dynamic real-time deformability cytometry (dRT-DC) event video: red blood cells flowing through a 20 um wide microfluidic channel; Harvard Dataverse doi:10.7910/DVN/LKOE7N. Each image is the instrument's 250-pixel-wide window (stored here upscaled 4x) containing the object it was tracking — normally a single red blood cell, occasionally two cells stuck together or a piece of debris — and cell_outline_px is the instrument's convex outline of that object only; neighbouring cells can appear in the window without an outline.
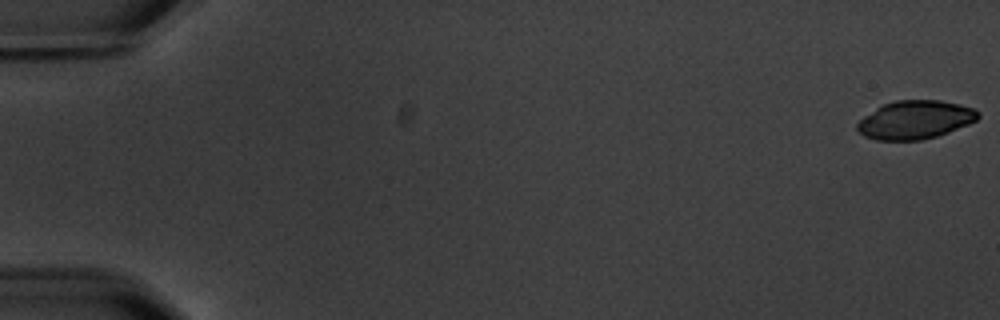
{"species": "common noctule bat (a hibernating species)", "species_latin": "Nyctalus noctula", "temperature_condition": "warm", "stored_images_in_passage": 4, "camera_frame_rate_fps": 3000, "um_per_image_px": 0.085, "animal": {"sex": "male", "body_mass_g": 20.1, "forearm_length_mm": 53.5}, "frame": {"image": 1, "passage_image": 1, "time_ms": 0.0, "image_size_px": [1000, 320], "cell_outline_px": [[980, 116], [976, 120], [968, 124], [948, 132], [936, 136], [920, 140], [876, 140], [864, 136], [856, 128], [856, 124], [864, 116], [876, 108], [884, 104], [896, 100], [940, 100], [960, 104], [972, 108], [980, 112]], "centroid_in_image_um": [77.78, 10.18], "position_along_channel_um": 7.2, "area_um2": 26.93}}